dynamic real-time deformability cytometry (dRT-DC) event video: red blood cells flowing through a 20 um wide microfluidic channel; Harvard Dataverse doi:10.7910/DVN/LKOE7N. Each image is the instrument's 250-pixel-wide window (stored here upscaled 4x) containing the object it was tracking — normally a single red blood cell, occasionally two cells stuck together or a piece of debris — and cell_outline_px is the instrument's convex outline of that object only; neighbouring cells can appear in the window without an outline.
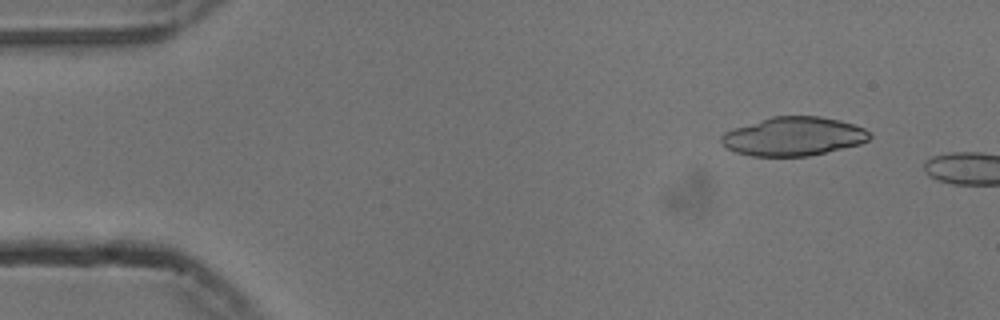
{"species": "common noctule bat (a hibernating species)", "species_latin": "Nyctalus noctula", "temperature_condition": "cold", "stored_images_in_passage": 4, "camera_frame_rate_fps": 3000, "um_per_image_px": 0.085, "animal": {"sex": "male", "body_mass_g": 13.3}, "frame": {"image": 1, "passage_image": 1, "time_ms": 0.0, "image_size_px": [1000, 320], "cell_outline_px": [[872, 136], [868, 140], [860, 144], [808, 156], [752, 156], [736, 152], [728, 148], [720, 140], [720, 136], [724, 132], [772, 116], [820, 116], [840, 120], [864, 128]], "centroid_in_image_um": [67.46, 11.59], "position_along_channel_um": 17.5, "area_um2": 33.18}}